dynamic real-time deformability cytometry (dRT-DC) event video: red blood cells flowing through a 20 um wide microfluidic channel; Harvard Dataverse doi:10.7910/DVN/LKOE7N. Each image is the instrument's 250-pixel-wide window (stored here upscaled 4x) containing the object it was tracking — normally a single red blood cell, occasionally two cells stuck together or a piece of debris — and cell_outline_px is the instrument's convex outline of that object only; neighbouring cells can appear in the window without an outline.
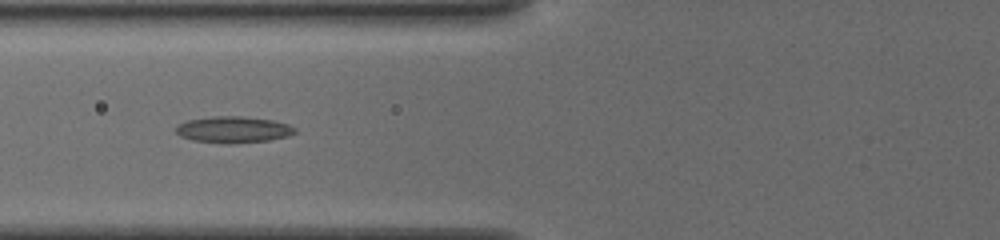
{"species": "common noctule bat (a hibernating species)", "species_latin": "Nyctalus noctula", "temperature_condition": "cold", "stored_images_in_passage": 36, "camera_frame_rate_fps": 3000, "um_per_image_px": 0.085, "animal": {"sex": "female", "body_mass_g": 19.5, "forearm_length_mm": 54.1}, "frame": {"image": 1, "passage_image": 5, "time_ms": 1.333, "image_size_px": [1000, 240], "cell_outline_px": [[296, 132], [288, 136], [268, 140], [232, 144], [192, 140], [180, 136], [176, 132], [176, 128], [180, 124], [188, 120], [212, 116], [240, 116], [272, 120], [288, 124], [296, 128]], "centroid_in_image_um": [19.85, 11.02], "position_along_channel_um": 106.0, "area_um2": 18.21}}
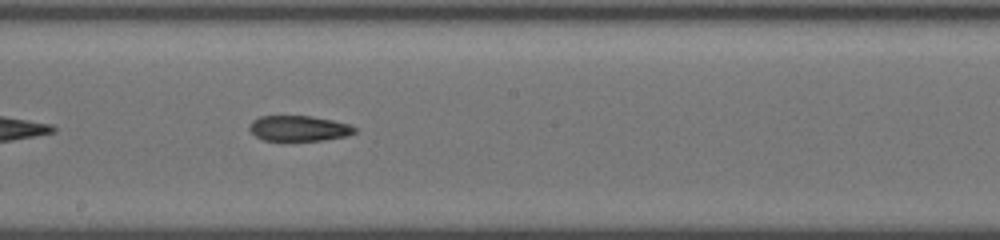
{"frame": {"image": 2, "passage_image": 14, "time_ms": 4.333, "image_size_px": [1000, 240], "cell_outline_px": [[356, 132], [348, 136], [324, 140], [264, 140], [256, 136], [248, 128], [252, 120], [260, 116], [312, 116], [352, 124], [356, 128]], "centroid_in_image_um": [25.44, 10.9], "position_along_channel_um": 222.8, "area_um2": 15.66}}
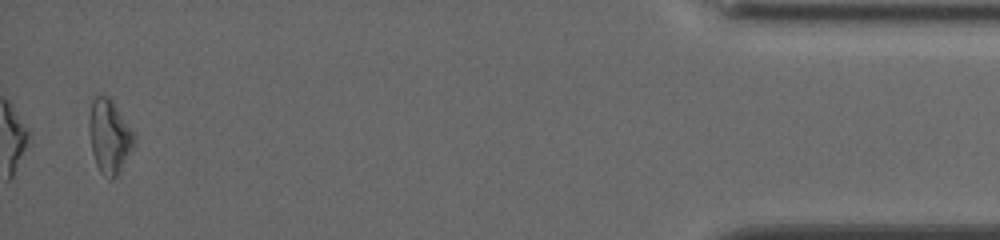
{"frame": {"image": 3, "passage_image": 35, "time_ms": 11.333, "image_size_px": [1000, 240], "cell_outline_px": [[136, 140], [132, 148], [116, 176], [112, 180], [104, 176], [100, 172], [96, 164], [92, 152], [88, 128], [88, 120], [92, 100], [96, 96], [108, 96], [112, 100], [132, 128], [136, 136]], "centroid_in_image_um": [9.29, 11.57], "position_along_channel_um": 425.9, "area_um2": 19.36}}